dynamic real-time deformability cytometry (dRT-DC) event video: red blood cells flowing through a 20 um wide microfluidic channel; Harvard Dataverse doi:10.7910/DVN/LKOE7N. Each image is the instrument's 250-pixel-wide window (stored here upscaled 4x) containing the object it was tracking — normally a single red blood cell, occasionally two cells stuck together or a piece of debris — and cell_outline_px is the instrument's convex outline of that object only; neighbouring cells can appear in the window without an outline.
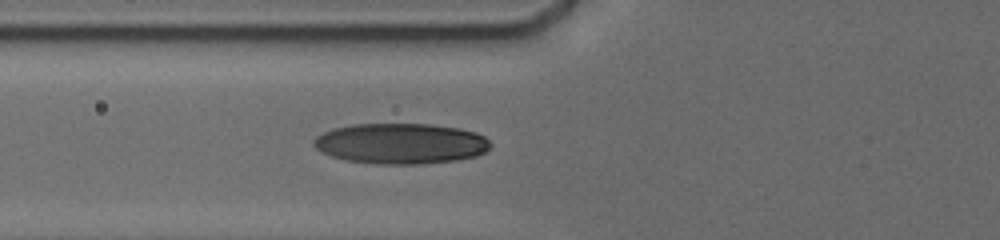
{"species": "human", "species_latin": "Homo sapiens", "temperature_condition": "cold", "stored_images_in_passage": 25, "camera_frame_rate_fps": 3000, "um_per_image_px": 0.085, "donor": {"sex": "male"}, "frame": {"image": 1, "passage_image": 5, "time_ms": 2.667, "image_size_px": [1000, 240], "cell_outline_px": [[492, 144], [484, 152], [476, 156], [456, 160], [420, 164], [376, 164], [348, 160], [332, 156], [320, 152], [312, 144], [312, 140], [316, 136], [324, 132], [336, 128], [352, 124], [428, 124], [460, 128], [476, 132], [484, 136]], "centroid_in_image_um": [34.06, 12.2], "position_along_channel_um": 91.7, "area_um2": 41.85}}
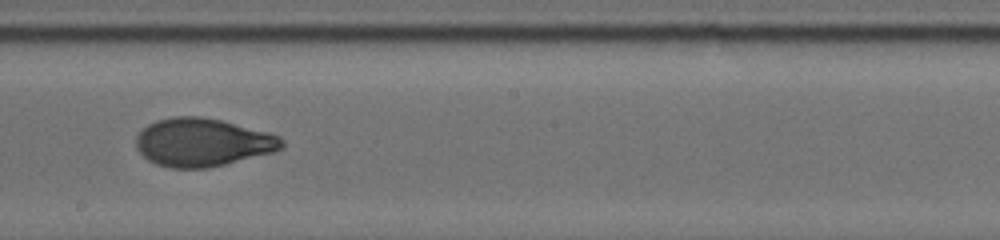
{"frame": {"image": 2, "passage_image": 11, "time_ms": 6.333, "image_size_px": [1000, 240], "cell_outline_px": [[284, 148], [272, 152], [208, 168], [172, 168], [156, 164], [148, 160], [136, 148], [136, 136], [148, 124], [156, 120], [172, 116], [200, 116], [220, 120], [268, 132], [280, 136], [284, 140]], "centroid_in_image_um": [17.21, 12.09], "position_along_channel_um": 231.0, "area_um2": 40.81}}
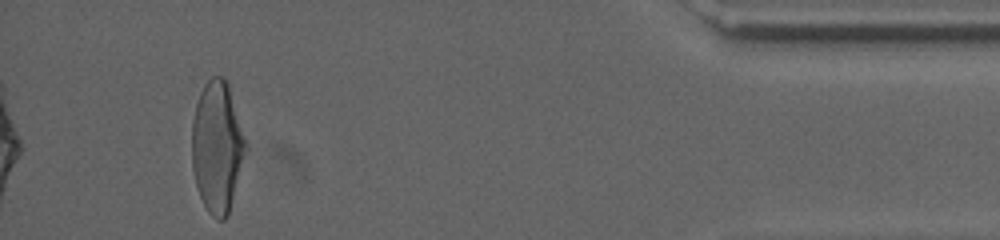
{"frame": {"image": 3, "passage_image": 23, "time_ms": 12.667, "image_size_px": [1000, 240], "cell_outline_px": [[248, 148], [228, 216], [224, 220], [216, 220], [208, 212], [200, 196], [196, 184], [192, 168], [192, 120], [196, 104], [200, 92], [204, 84], [212, 76], [224, 76], [228, 84], [248, 144]], "centroid_in_image_um": [18.48, 12.49], "position_along_channel_um": 416.7, "area_um2": 41.56}, "authors_computed_cell_mechanics": {"area_um2": 40.5756, "velocity_mm_per_s": 3.7784, "shape_relaxation_time_tau1_ms": 4.3343, "shape_relaxation_time_tau2_ms": 1.1294, "deformation_change_tau1": 0.1817, "deformation_change_tau2": 0.0628}}